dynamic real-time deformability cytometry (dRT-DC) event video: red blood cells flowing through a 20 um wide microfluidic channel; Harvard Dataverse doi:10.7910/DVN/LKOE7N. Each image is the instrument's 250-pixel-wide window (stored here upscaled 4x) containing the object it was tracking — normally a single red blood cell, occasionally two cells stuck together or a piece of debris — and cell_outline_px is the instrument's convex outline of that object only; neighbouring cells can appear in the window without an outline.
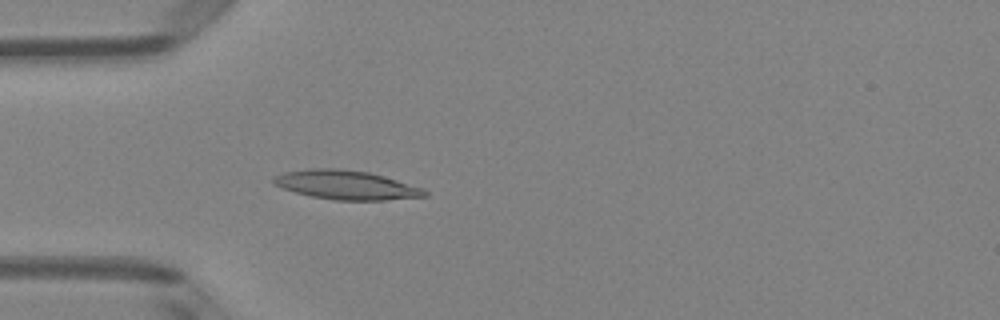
{"species": "Egyptian fruit bat (a non-hibernating species)", "species_latin": "Rousettus aegyptiacus", "temperature_condition": "room temperature", "stored_images_in_passage": 41, "camera_frame_rate_fps": 3000, "um_per_image_px": 0.085, "animal": {"sex": "female"}, "frame": {"image": 1, "passage_image": 6, "time_ms": 1.667, "image_size_px": [1000, 320], "cell_outline_px": [[428, 196], [384, 200], [332, 200], [312, 196], [296, 192], [272, 184], [272, 176], [284, 172], [308, 168], [340, 168], [368, 172], [424, 188], [428, 192]], "centroid_in_image_um": [29.4, 15.71], "position_along_channel_um": 55.6, "area_um2": 25.61}}
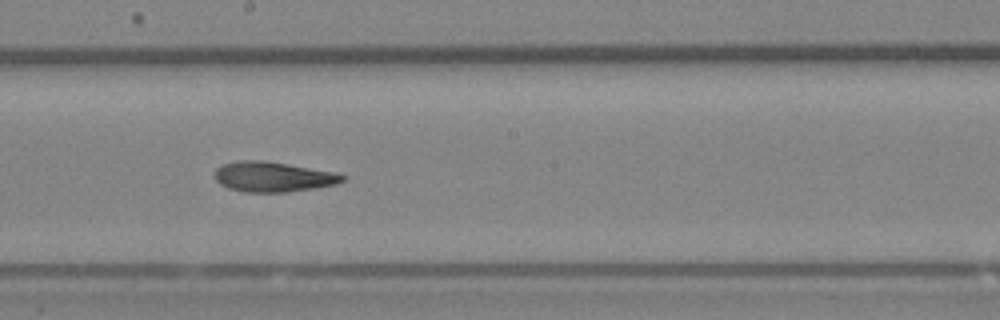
{"frame": {"image": 2, "passage_image": 19, "time_ms": 6.0, "image_size_px": [1000, 320], "cell_outline_px": [[348, 176], [344, 180], [336, 184], [316, 188], [288, 192], [244, 192], [228, 188], [220, 184], [216, 180], [216, 168], [224, 164], [236, 160], [260, 160], [288, 164], [336, 172]], "centroid_in_image_um": [23.24, 15.03], "position_along_channel_um": 225.0, "area_um2": 22.48}}
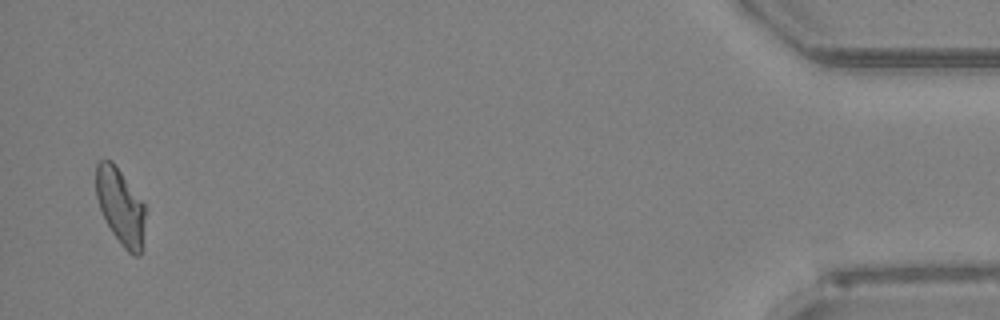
{"frame": {"image": 3, "passage_image": 40, "time_ms": 13.0, "image_size_px": [1000, 320], "cell_outline_px": [[144, 248], [140, 256], [132, 256], [124, 248], [112, 232], [104, 220], [96, 196], [96, 164], [100, 160], [112, 160], [144, 204]], "centroid_in_image_um": [10.24, 17.6], "position_along_channel_um": 425.0, "area_um2": 21.91}, "authors_computed_cell_mechanics": {"area_um2": 22.5998, "velocity_mm_per_s": 4.0631, "shape_relaxation_time_tau1_ms": null, "shape_relaxation_time_tau2_ms": 2.8892, "deformation_change_tau1": null, "deformation_change_tau2": 0.1067}}